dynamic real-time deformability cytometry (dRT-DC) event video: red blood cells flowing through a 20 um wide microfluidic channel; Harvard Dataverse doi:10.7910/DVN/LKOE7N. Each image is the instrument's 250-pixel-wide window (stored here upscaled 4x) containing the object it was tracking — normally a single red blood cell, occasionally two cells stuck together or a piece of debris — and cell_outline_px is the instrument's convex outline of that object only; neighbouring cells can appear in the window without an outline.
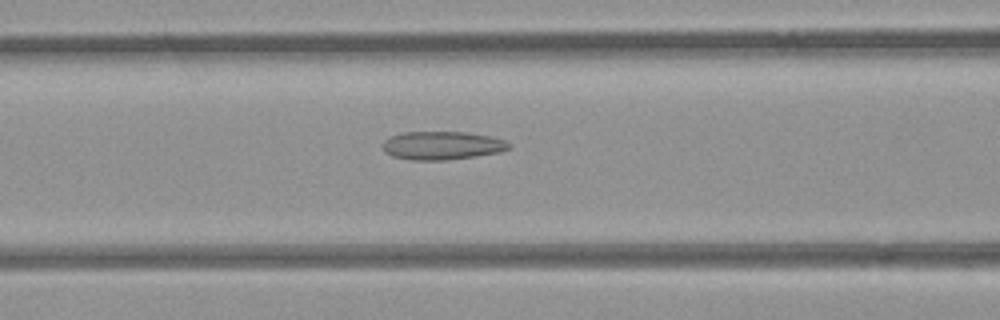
{"species": "common noctule bat (a hibernating species)", "species_latin": "Nyctalus noctula", "temperature_condition": "room temperature", "stored_images_in_passage": 45, "camera_frame_rate_fps": 3000, "um_per_image_px": 0.085, "animal": {"sex": "female", "body_mass_g": 21.9}, "frame": {"image": 1, "passage_image": 14, "time_ms": 4.333, "image_size_px": [1000, 320], "cell_outline_px": [[512, 148], [500, 152], [444, 160], [412, 160], [392, 156], [384, 152], [384, 140], [392, 136], [404, 132], [464, 132], [488, 136], [504, 140], [512, 144]], "centroid_in_image_um": [37.59, 12.37], "position_along_channel_um": 129.0, "area_um2": 20.63}}
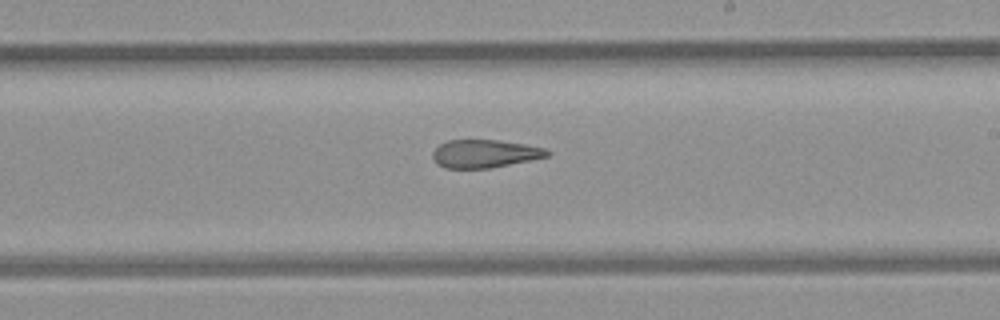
{"frame": {"image": 2, "passage_image": 23, "time_ms": 7.333, "image_size_px": [1000, 320], "cell_outline_px": [[552, 152], [548, 156], [492, 168], [444, 168], [432, 156], [432, 152], [440, 144], [448, 140], [500, 140], [524, 144], [544, 148]], "centroid_in_image_um": [41.22, 13.06], "position_along_channel_um": 247.8, "area_um2": 18.55}}
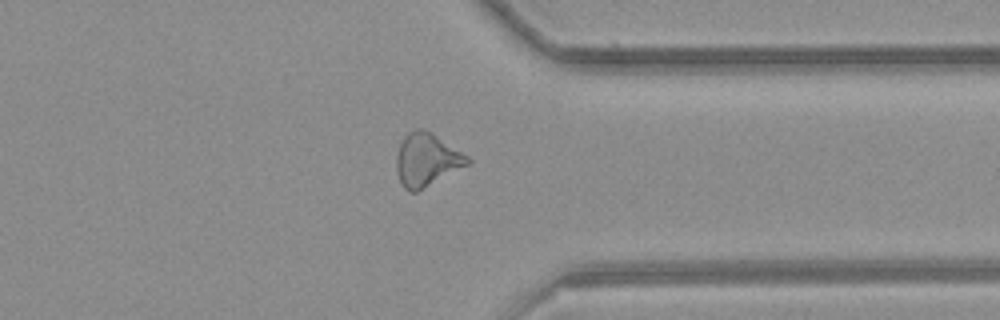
{"frame": {"image": 3, "passage_image": 33, "time_ms": 10.667, "image_size_px": [1000, 320], "cell_outline_px": [[472, 160], [468, 164], [416, 192], [408, 192], [400, 184], [396, 168], [396, 156], [400, 144], [404, 136], [408, 132], [416, 128], [424, 128], [432, 132], [468, 156]], "centroid_in_image_um": [36.23, 13.57], "position_along_channel_um": 375.2, "area_um2": 21.91}}